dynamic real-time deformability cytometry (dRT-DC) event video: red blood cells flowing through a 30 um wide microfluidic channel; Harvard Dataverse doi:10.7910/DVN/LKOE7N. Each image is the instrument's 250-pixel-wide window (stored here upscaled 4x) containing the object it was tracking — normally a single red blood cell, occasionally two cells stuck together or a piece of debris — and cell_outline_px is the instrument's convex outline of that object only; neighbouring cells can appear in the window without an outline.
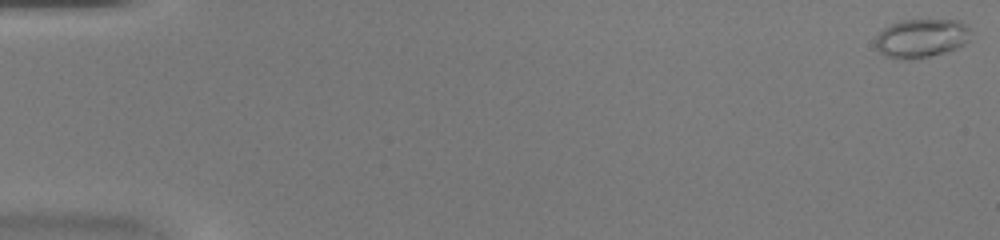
{"species": "common noctule bat (a hibernating species)", "species_latin": "Nyctalus noctula", "temperature_condition": "warm", "stored_images_in_passage": 47, "camera_frame_rate_fps": 3000, "um_per_image_px": 0.085, "animal": {"sex": "female", "body_mass_g": 20.0, "forearm_length_mm": 54.0}, "frame": {"image": 1, "passage_image": 1, "time_ms": 0.0, "image_size_px": [1000, 240], "cell_outline_px": [[968, 40], [964, 44], [956, 48], [944, 52], [928, 56], [908, 60], [896, 60], [884, 56], [876, 48], [876, 36], [884, 28], [900, 20], [960, 20], [968, 28]], "centroid_in_image_um": [78.26, 3.26], "position_along_channel_um": 6.7, "area_um2": 21.39}}
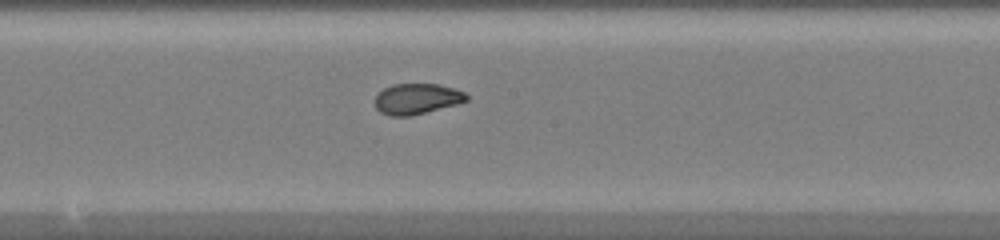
{"frame": {"image": 2, "passage_image": 26, "time_ms": 8.333, "image_size_px": [1000, 240], "cell_outline_px": [[468, 100], [460, 104], [412, 116], [388, 116], [380, 112], [376, 108], [376, 96], [384, 88], [392, 84], [440, 84], [456, 88], [464, 92], [468, 96]], "centroid_in_image_um": [35.48, 8.41], "position_along_channel_um": 212.7, "area_um2": 16.65}}
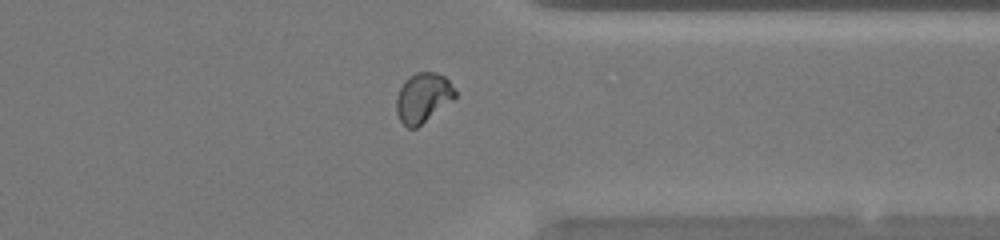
{"frame": {"image": 3, "passage_image": 37, "time_ms": 12.0, "image_size_px": [1000, 240], "cell_outline_px": [[456, 96], [452, 100], [416, 128], [408, 128], [400, 120], [396, 112], [396, 96], [404, 80], [416, 72], [432, 72], [444, 76], [448, 80], [456, 92]], "centroid_in_image_um": [35.92, 8.3], "position_along_channel_um": 375.5, "area_um2": 16.76}}